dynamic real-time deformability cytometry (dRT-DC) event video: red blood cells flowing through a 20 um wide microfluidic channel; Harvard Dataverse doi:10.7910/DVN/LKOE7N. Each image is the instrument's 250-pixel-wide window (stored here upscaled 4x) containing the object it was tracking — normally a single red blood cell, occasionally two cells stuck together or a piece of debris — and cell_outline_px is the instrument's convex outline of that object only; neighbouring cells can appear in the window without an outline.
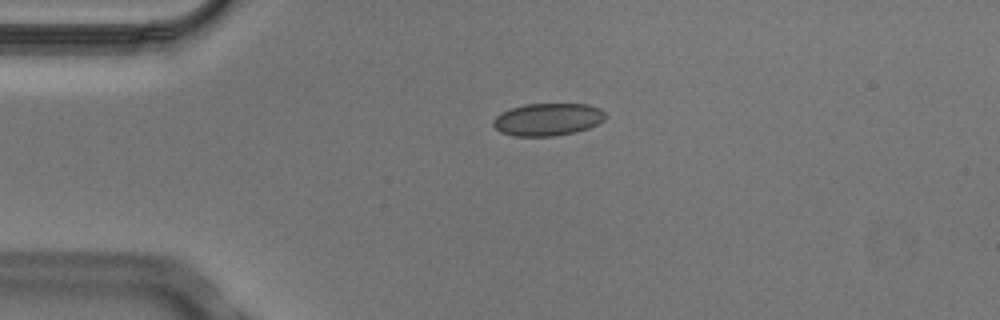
{"species": "Egyptian fruit bat (a non-hibernating species)", "species_latin": "Rousettus aegyptiacus", "temperature_condition": "cold", "stored_images_in_passage": 4, "camera_frame_rate_fps": 3000, "um_per_image_px": 0.085, "animal": {"sex": "male"}, "frame": {"image": 1, "passage_image": 3, "time_ms": 0.667, "image_size_px": [1000, 320], "cell_outline_px": [[608, 116], [604, 120], [588, 128], [576, 132], [552, 136], [512, 136], [500, 132], [492, 124], [492, 120], [500, 112], [524, 104], [588, 104], [600, 108]], "centroid_in_image_um": [46.55, 10.15], "position_along_channel_um": 38.5, "area_um2": 21.39}}